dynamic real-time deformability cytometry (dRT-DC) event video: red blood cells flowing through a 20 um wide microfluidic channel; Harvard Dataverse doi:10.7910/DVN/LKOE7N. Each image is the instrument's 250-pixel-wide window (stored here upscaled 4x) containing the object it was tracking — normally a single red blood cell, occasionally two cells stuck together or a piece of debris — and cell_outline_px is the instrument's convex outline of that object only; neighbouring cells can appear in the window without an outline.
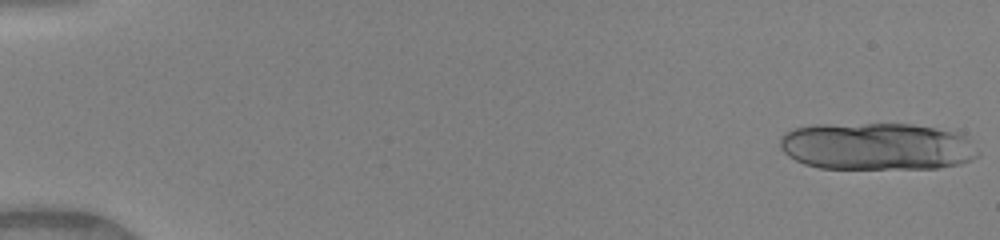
{"species": "human", "species_latin": "Homo sapiens", "temperature_condition": "warm", "stored_images_in_passage": 16, "camera_frame_rate_fps": 3000, "um_per_image_px": 0.085, "donor": {"sex": "female"}, "frame": {"image": 1, "passage_image": 1, "time_ms": 0.0, "image_size_px": [1000, 240], "cell_outline_px": [[980, 156], [960, 164], [940, 168], [820, 168], [804, 164], [788, 156], [780, 148], [780, 136], [784, 132], [796, 128], [812, 124], [912, 124], [964, 132], [980, 152]], "centroid_in_image_um": [74.58, 12.43], "position_along_channel_um": 10.4, "area_um2": 55.43}}